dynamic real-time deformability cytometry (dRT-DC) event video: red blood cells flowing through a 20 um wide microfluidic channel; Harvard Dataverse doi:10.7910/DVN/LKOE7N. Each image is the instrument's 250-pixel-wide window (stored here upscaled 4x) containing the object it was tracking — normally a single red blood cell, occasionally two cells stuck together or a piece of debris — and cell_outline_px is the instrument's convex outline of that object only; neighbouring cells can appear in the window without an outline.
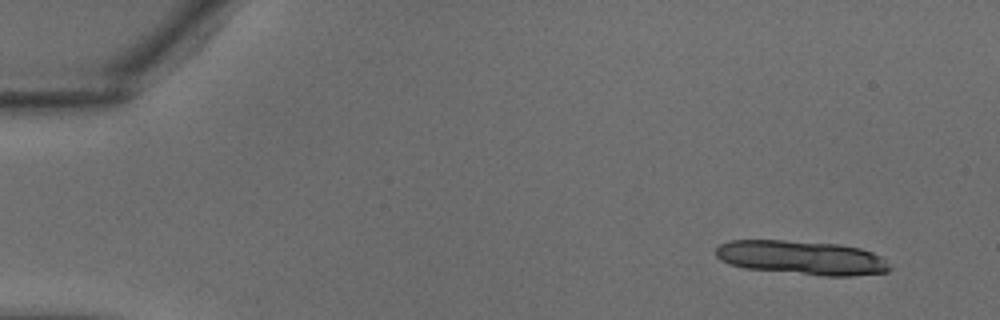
{"species": "common noctule bat (a hibernating species)", "species_latin": "Nyctalus noctula", "temperature_condition": "warm", "stored_images_in_passage": 35, "camera_frame_rate_fps": 3000, "um_per_image_px": 0.085, "animal": {"sex": "male", "body_mass_g": 18.8}, "frame": {"image": 1, "passage_image": 1, "time_ms": 0.0, "image_size_px": [1000, 320], "cell_outline_px": [[892, 268], [888, 272], [852, 276], [824, 276], [744, 268], [720, 260], [716, 256], [716, 248], [720, 244], [732, 240], [784, 240], [840, 244], [860, 248], [872, 252], [880, 256]], "centroid_in_image_um": [68.16, 21.9], "position_along_channel_um": 16.8, "area_um2": 34.56}}
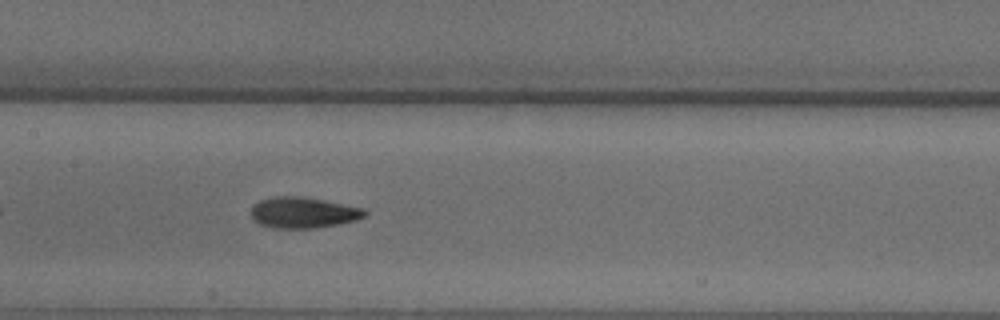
{"frame": {"image": 2, "passage_image": 17, "time_ms": 5.333, "image_size_px": [1000, 320], "cell_outline_px": [[368, 212], [364, 216], [356, 220], [340, 224], [316, 228], [272, 228], [260, 224], [252, 220], [252, 204], [260, 200], [276, 196], [304, 196], [364, 208]], "centroid_in_image_um": [25.77, 18.07], "position_along_channel_um": 181.6, "area_um2": 20.69}}
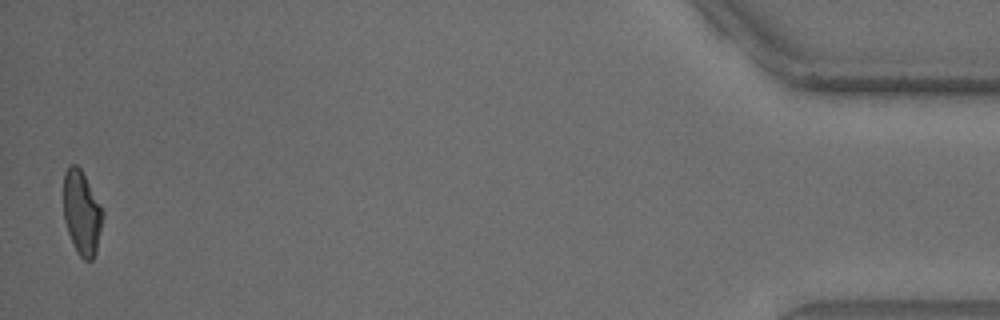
{"frame": {"image": 3, "passage_image": 35, "time_ms": 11.333, "image_size_px": [1000, 320], "cell_outline_px": [[104, 216], [96, 252], [92, 260], [84, 260], [80, 256], [72, 244], [64, 220], [64, 172], [72, 164], [76, 164], [80, 168], [100, 204], [104, 212]], "centroid_in_image_um": [6.96, 18.11], "position_along_channel_um": 428.2, "area_um2": 19.13}}